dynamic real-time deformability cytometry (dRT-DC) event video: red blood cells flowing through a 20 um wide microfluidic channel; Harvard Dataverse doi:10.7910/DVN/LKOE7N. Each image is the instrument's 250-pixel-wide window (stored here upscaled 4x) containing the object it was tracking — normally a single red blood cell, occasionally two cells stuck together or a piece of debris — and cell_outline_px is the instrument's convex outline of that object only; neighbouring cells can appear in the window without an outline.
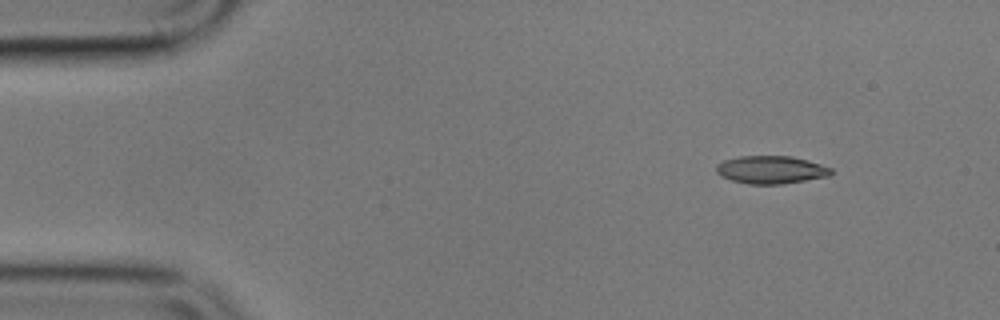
{"species": "common noctule bat (a hibernating species)", "species_latin": "Nyctalus noctula", "temperature_condition": "cold", "stored_images_in_passage": 4, "camera_frame_rate_fps": 3000, "um_per_image_px": 0.085, "animal": {"sex": "male", "body_mass_g": 17.9}, "frame": {"image": 1, "passage_image": 2, "time_ms": 1.333, "image_size_px": [1000, 320], "cell_outline_px": [[832, 172], [828, 176], [784, 184], [748, 184], [732, 180], [720, 176], [716, 172], [716, 164], [724, 160], [740, 156], [792, 156], [808, 160], [832, 168]], "centroid_in_image_um": [65.52, 14.43], "position_along_channel_um": 19.5, "area_um2": 18.67}}
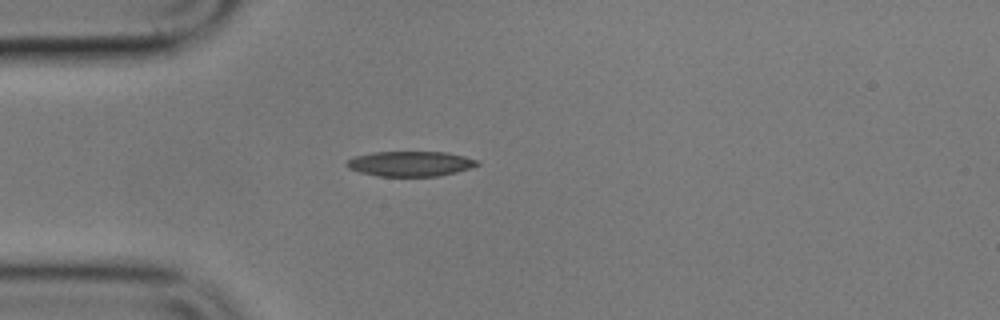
{"frame": {"image": 2, "passage_image": 4, "time_ms": 4.333, "image_size_px": [1000, 320], "cell_outline_px": [[480, 164], [456, 172], [440, 176], [376, 176], [360, 172], [348, 168], [344, 164], [348, 160], [356, 156], [372, 152], [448, 152], [480, 160]], "centroid_in_image_um": [34.89, 13.91], "position_along_channel_um": 50.1, "area_um2": 19.13}}